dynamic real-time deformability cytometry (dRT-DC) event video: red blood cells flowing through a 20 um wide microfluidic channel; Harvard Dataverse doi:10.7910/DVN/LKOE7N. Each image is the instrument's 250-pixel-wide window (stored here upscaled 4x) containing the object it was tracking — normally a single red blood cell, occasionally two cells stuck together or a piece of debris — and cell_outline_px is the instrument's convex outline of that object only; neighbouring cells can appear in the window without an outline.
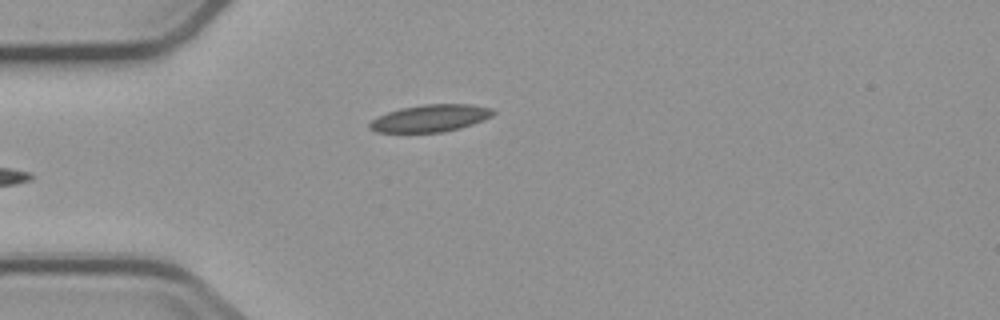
{"species": "common noctule bat (a hibernating species)", "species_latin": "Nyctalus noctula", "temperature_condition": "cold", "stored_images_in_passage": 4, "camera_frame_rate_fps": 3000, "um_per_image_px": 0.085, "animal": {"sex": "male", "body_mass_g": 23.1, "forearm_length_mm": 52.7}, "frame": {"image": 1, "passage_image": 4, "time_ms": 4.333, "image_size_px": [1000, 320], "cell_outline_px": [[496, 112], [492, 116], [484, 120], [460, 128], [444, 132], [376, 132], [368, 128], [368, 124], [372, 120], [388, 112], [400, 108], [424, 104], [472, 104], [492, 108]], "centroid_in_image_um": [36.61, 10.04], "position_along_channel_um": 48.4, "area_um2": 19.59}}